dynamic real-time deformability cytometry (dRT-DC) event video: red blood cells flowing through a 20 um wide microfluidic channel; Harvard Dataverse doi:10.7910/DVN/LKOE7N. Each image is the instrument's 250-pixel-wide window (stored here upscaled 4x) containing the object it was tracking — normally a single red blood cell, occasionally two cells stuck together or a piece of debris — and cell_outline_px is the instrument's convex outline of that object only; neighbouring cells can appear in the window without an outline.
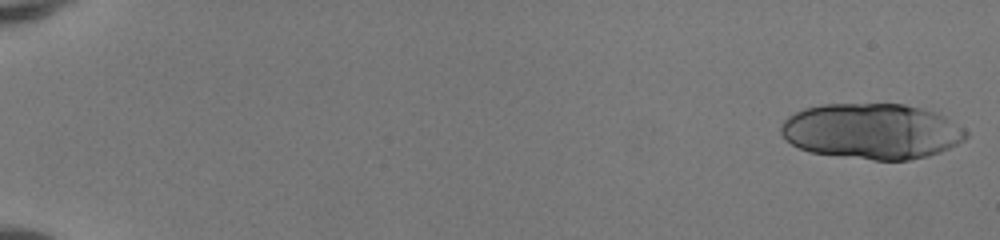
{"species": "human", "species_latin": "Homo sapiens", "temperature_condition": "room temperature", "stored_images_in_passage": 21, "camera_frame_rate_fps": 3000, "um_per_image_px": 0.085, "donor": {"sex": "female"}, "frame": {"image": 1, "passage_image": 1, "time_ms": 0.0, "image_size_px": [1000, 240], "cell_outline_px": [[968, 136], [964, 140], [940, 152], [928, 156], [908, 160], [872, 160], [808, 152], [792, 144], [780, 132], [780, 124], [788, 116], [804, 108], [820, 104], [904, 104], [936, 112], [944, 116], [964, 128], [968, 132]], "centroid_in_image_um": [74.1, 11.15], "position_along_channel_um": 10.9, "area_um2": 60.11}}